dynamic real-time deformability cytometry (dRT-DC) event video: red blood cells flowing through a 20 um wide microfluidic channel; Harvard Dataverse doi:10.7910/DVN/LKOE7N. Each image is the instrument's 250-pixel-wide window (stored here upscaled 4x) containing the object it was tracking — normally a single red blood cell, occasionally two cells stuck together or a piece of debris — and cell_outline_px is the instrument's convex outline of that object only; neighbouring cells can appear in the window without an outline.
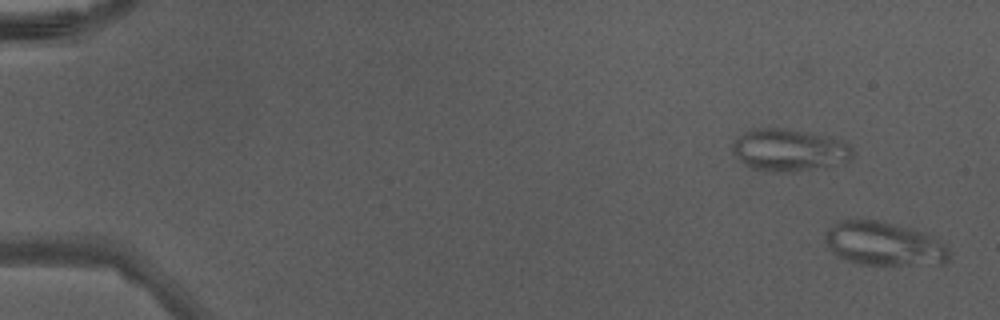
{"species": "Egyptian fruit bat (a non-hibernating species)", "species_latin": "Rousettus aegyptiacus", "temperature_condition": "warm", "stored_images_in_passage": 19, "camera_frame_rate_fps": 3000, "um_per_image_px": 0.085, "animal": {"sex": "male"}, "frame": {"image": 1, "passage_image": 1, "time_ms": 0.0, "image_size_px": [1000, 320], "cell_outline_px": [[952, 256], [944, 264], [860, 264], [844, 260], [836, 256], [828, 248], [824, 240], [824, 232], [828, 228], [840, 220], [860, 216], [880, 220], [912, 228], [924, 232], [932, 236], [948, 248]], "centroid_in_image_um": [75.07, 20.68], "position_along_channel_um": 9.9, "area_um2": 32.48}}
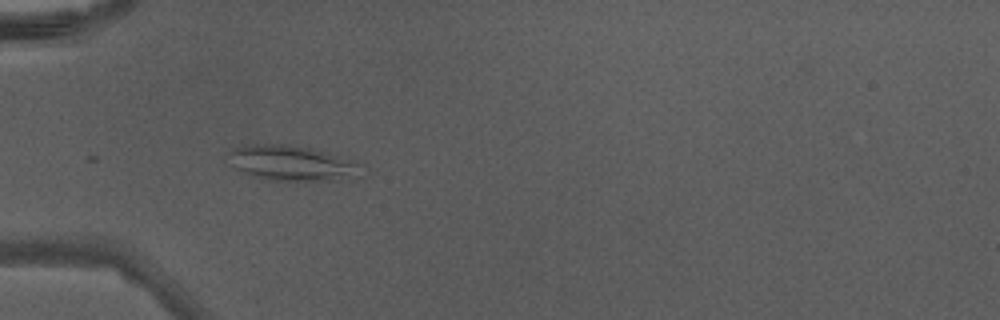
{"frame": {"image": 2, "passage_image": 16, "time_ms": 5.0, "image_size_px": [1000, 320], "cell_outline_px": [[364, 176], [336, 180], [264, 180], [252, 176], [232, 168], [228, 152], [232, 148], [248, 144], [284, 144], [312, 148], [356, 160]], "centroid_in_image_um": [24.8, 13.86], "position_along_channel_um": 60.2, "area_um2": 27.69}}